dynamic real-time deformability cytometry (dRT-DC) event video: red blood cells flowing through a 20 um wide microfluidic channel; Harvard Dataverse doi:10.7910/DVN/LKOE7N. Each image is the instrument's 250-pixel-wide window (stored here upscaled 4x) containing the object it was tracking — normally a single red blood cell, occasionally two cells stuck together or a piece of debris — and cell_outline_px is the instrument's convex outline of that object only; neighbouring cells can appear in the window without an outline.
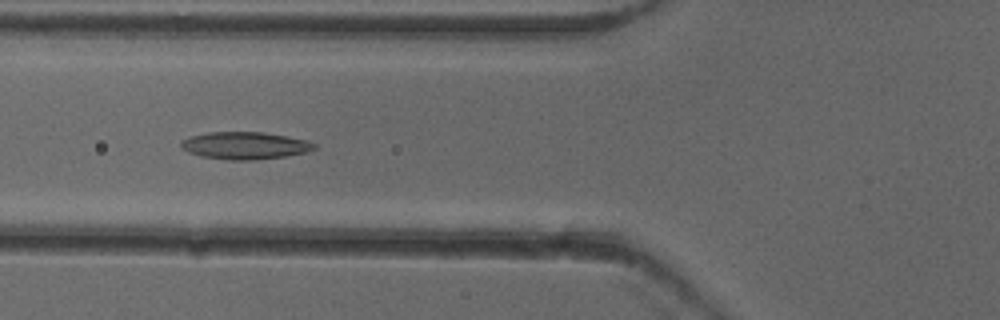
{"species": "common noctule bat (a hibernating species)", "species_latin": "Nyctalus noctula", "temperature_condition": "cold", "stored_images_in_passage": 36, "camera_frame_rate_fps": 3000, "um_per_image_px": 0.085, "animal": {"sex": "female"}, "frame": {"image": 1, "passage_image": 14, "time_ms": 4.333, "image_size_px": [1000, 320], "cell_outline_px": [[316, 148], [304, 152], [288, 156], [252, 160], [228, 160], [200, 156], [188, 152], [180, 148], [180, 140], [192, 136], [208, 132], [260, 132], [288, 136], [308, 140], [316, 144]], "centroid_in_image_um": [20.8, 12.37], "position_along_channel_um": 105.0, "area_um2": 21.33}}
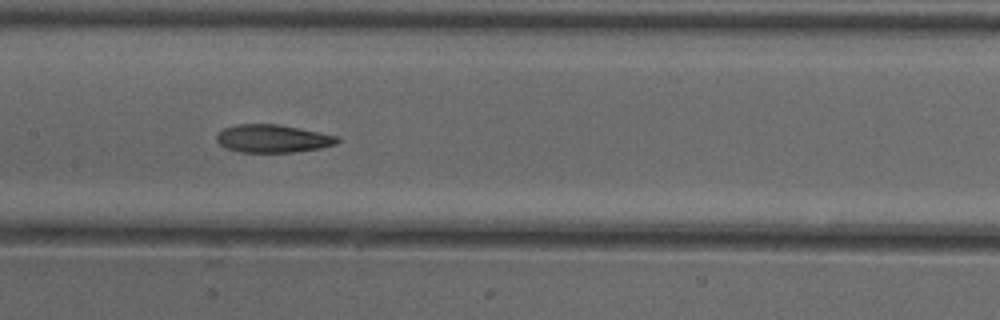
{"frame": {"image": 2, "passage_image": 20, "time_ms": 6.333, "image_size_px": [1000, 320], "cell_outline_px": [[340, 140], [336, 144], [320, 148], [292, 152], [240, 152], [224, 148], [216, 140], [216, 136], [224, 128], [236, 124], [280, 124], [340, 136]], "centroid_in_image_um": [23.2, 11.77], "position_along_channel_um": 184.2, "area_um2": 19.77}}
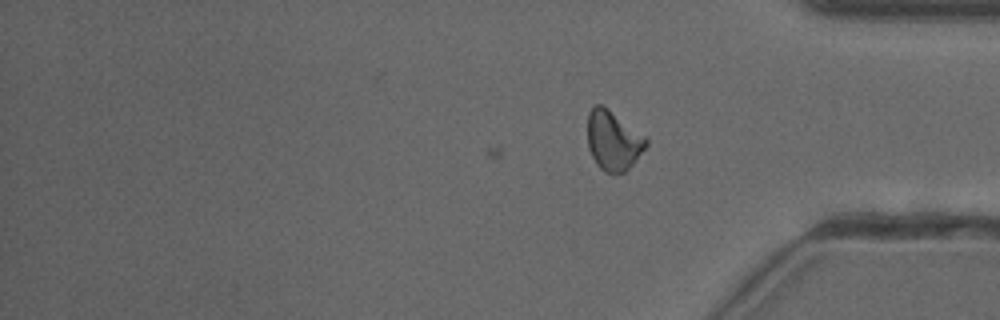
{"frame": {"image": 3, "passage_image": 36, "time_ms": 11.667, "image_size_px": [1000, 320], "cell_outline_px": [[648, 144], [636, 160], [624, 172], [604, 172], [596, 164], [588, 148], [588, 112], [596, 104], [600, 104], [608, 108], [644, 136], [648, 140]], "centroid_in_image_um": [52.11, 11.94], "position_along_channel_um": 383.1, "area_um2": 20.06}}